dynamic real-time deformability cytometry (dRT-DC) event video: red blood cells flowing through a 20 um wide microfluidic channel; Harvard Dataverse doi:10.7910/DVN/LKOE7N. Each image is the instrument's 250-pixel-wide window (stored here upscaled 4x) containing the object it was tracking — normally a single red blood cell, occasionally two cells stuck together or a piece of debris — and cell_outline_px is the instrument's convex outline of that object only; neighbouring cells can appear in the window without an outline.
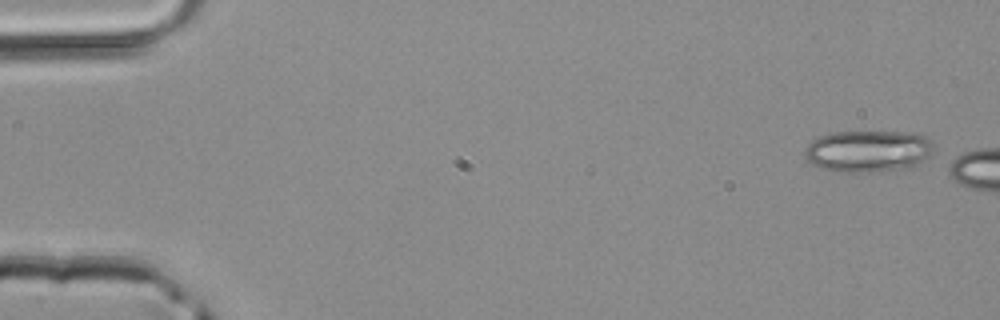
{"species": "common noctule bat (a hibernating species)", "species_latin": "Nyctalus noctula", "temperature_condition": "room temperature", "stored_images_in_passage": 4, "camera_frame_rate_fps": 3000, "um_per_image_px": 0.085, "animal": {"sex": "male", "body_mass_g": 20.4}, "frame": {"image": 1, "passage_image": 1, "time_ms": 0.0, "image_size_px": [1000, 320], "cell_outline_px": [[932, 148], [928, 156], [924, 160], [908, 168], [876, 172], [840, 172], [824, 168], [812, 164], [804, 156], [804, 152], [808, 144], [812, 140], [820, 136], [836, 132], [912, 132], [928, 136], [932, 144]], "centroid_in_image_um": [73.79, 12.84], "position_along_channel_um": 11.2, "area_um2": 31.39}}